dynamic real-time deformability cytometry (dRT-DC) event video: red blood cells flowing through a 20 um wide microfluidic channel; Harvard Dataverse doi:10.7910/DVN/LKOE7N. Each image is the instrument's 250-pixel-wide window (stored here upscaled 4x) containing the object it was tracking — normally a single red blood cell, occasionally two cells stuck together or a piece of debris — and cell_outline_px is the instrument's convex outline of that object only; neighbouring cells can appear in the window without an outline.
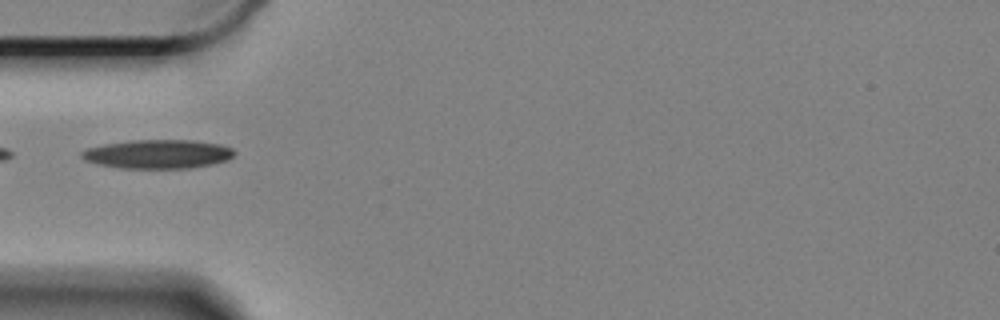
{"species": "Egyptian fruit bat (a non-hibernating species)", "species_latin": "Rousettus aegyptiacus", "temperature_condition": "cold", "stored_images_in_passage": 42, "camera_frame_rate_fps": 3000, "um_per_image_px": 0.085, "animal": {"sex": "female"}, "frame": {"image": 1, "passage_image": 1, "time_ms": 0.0, "image_size_px": [1000, 320], "cell_outline_px": [[236, 152], [228, 160], [212, 164], [192, 168], [120, 168], [100, 164], [84, 160], [80, 156], [80, 152], [88, 148], [104, 144], [132, 140], [192, 140], [220, 144], [232, 148]], "centroid_in_image_um": [13.43, 13.09], "position_along_channel_um": 71.6, "area_um2": 25.72}}
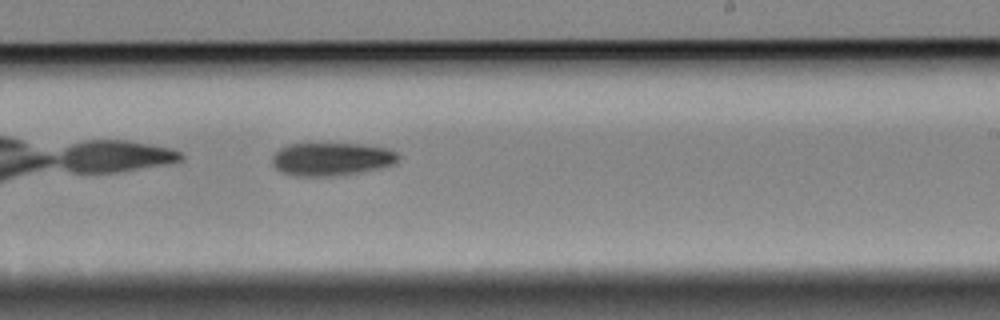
{"frame": {"image": 2, "passage_image": 18, "time_ms": 5.667, "image_size_px": [1000, 320], "cell_outline_px": [[400, 156], [392, 164], [376, 168], [356, 172], [328, 176], [296, 176], [284, 172], [276, 168], [272, 164], [272, 156], [280, 148], [292, 144], [360, 144], [384, 148], [396, 152]], "centroid_in_image_um": [28.13, 13.51], "position_along_channel_um": 260.9, "area_um2": 23.64}}
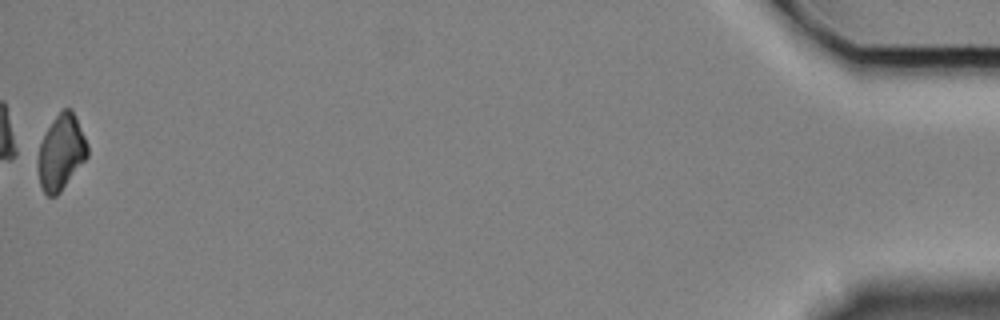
{"frame": {"image": 3, "passage_image": 42, "time_ms": 13.667, "image_size_px": [1000, 320], "cell_outline_px": [[88, 156], [60, 192], [56, 196], [48, 196], [44, 192], [40, 184], [36, 164], [36, 160], [40, 144], [52, 120], [64, 108], [72, 108], [88, 144]], "centroid_in_image_um": [5.18, 12.96], "position_along_channel_um": 430.0, "area_um2": 21.68}}